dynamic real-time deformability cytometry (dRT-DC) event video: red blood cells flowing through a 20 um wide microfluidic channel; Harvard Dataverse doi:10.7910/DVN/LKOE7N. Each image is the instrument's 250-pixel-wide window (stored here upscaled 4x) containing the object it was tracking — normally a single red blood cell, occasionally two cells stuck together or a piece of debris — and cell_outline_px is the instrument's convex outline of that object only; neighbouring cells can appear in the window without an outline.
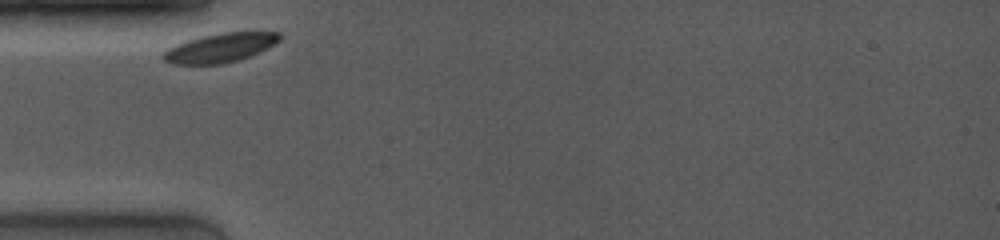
{"species": "common noctule bat (a hibernating species)", "species_latin": "Nyctalus noctula", "temperature_condition": "room temperature", "stored_images_in_passage": 19, "camera_frame_rate_fps": 4000, "um_per_image_px": 0.085, "animal": {"sex": "female", "body_mass_g": 19.0, "forearm_length_mm": 53.3}, "frame": {"image": 1, "passage_image": 1, "time_ms": 0.0, "image_size_px": [1000, 240], "cell_outline_px": [[280, 40], [268, 48], [240, 60], [220, 64], [176, 64], [164, 60], [160, 56], [168, 48], [176, 44], [188, 40], [204, 36], [224, 32], [280, 32]], "centroid_in_image_um": [18.72, 4.06], "position_along_channel_um": 66.3, "area_um2": 19.54}}
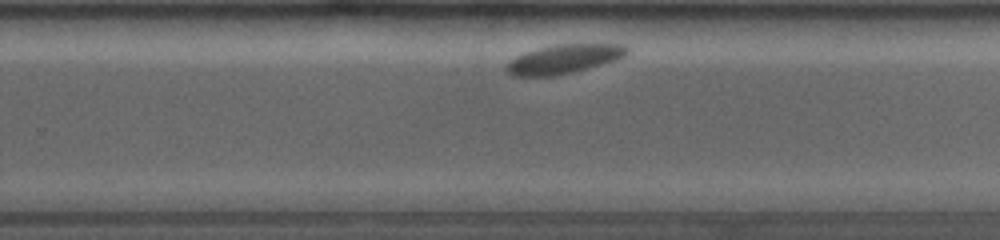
{"frame": {"image": 2, "passage_image": 13, "time_ms": 6.25, "image_size_px": [1000, 240], "cell_outline_px": [[628, 52], [624, 56], [616, 60], [588, 68], [572, 72], [552, 76], [512, 76], [504, 68], [508, 60], [524, 52], [556, 44], [620, 44], [628, 48]], "centroid_in_image_um": [47.88, 5.02], "position_along_channel_um": 281.9, "area_um2": 20.35}}
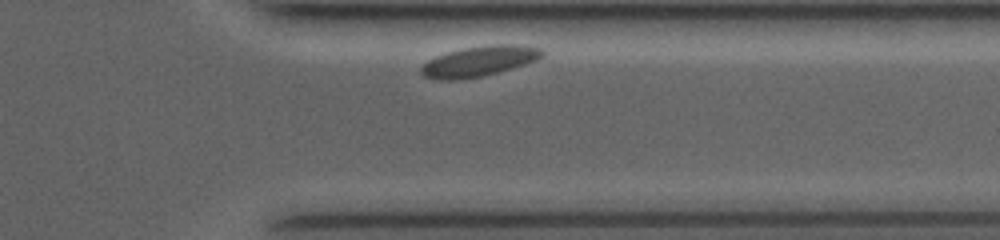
{"frame": {"image": 3, "passage_image": 18, "time_ms": 8.75, "image_size_px": [1000, 240], "cell_outline_px": [[544, 56], [536, 60], [512, 68], [464, 80], [436, 80], [424, 76], [420, 72], [420, 68], [428, 60], [436, 56], [448, 52], [464, 48], [492, 44], [520, 44], [540, 48], [544, 52]], "centroid_in_image_um": [40.72, 5.2], "position_along_channel_um": 370.7, "area_um2": 21.39}, "authors_computed_cell_mechanics": {"area_um2": 20.9814, "velocity_mm_per_s": 3.4636, "shape_relaxation_time_tau1_ms": 0.075, "shape_relaxation_time_tau2_ms": null, "deformation_change_tau1": 0.0149, "deformation_change_tau2": null}}